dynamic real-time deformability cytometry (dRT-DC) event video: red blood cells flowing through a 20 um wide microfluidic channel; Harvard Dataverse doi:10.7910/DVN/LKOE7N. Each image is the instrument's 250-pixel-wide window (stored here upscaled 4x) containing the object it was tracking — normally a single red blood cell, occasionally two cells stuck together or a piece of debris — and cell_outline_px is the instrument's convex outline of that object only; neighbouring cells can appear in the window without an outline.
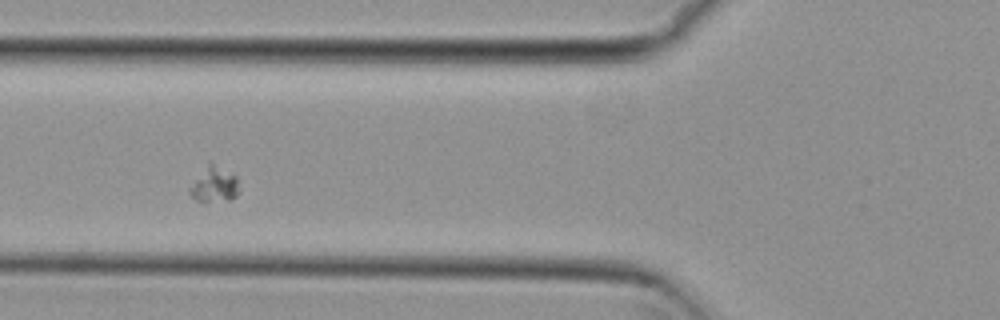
{"species": "common noctule bat (a hibernating species)", "species_latin": "Nyctalus noctula", "temperature_condition": "cold", "stored_images_in_passage": 48, "segment_of_instrument_passage": [1, 2], "camera_frame_rate_fps": 3000, "um_per_image_px": 0.085, "animal": {"sex": "female", "body_mass_g": 29.2, "forearm_length_mm": 56.3}, "frame": {"image": 1, "passage_image": 12, "time_ms": 3.667, "image_size_px": [1000, 320], "cell_outline_px": [[236, 196], [228, 200], [196, 200], [188, 192], [188, 188], [208, 160], [212, 160], [236, 176]], "centroid_in_image_um": [18.15, 15.6], "position_along_channel_um": 107.7, "area_um2": 10.12}}